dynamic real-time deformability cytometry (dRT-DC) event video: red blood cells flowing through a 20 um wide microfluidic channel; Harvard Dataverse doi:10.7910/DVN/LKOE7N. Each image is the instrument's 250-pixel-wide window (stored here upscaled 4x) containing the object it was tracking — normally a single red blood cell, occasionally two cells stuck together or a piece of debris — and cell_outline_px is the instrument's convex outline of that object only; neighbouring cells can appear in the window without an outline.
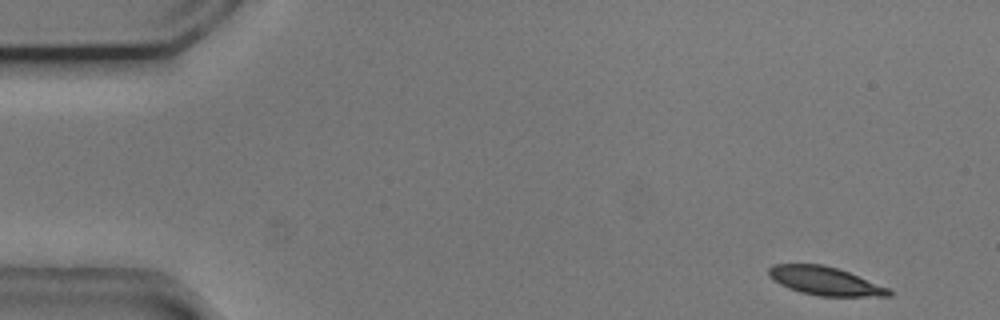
{"species": "common noctule bat (a hibernating species)", "species_latin": "Nyctalus noctula", "temperature_condition": "cold", "stored_images_in_passage": 52, "camera_frame_rate_fps": 3000, "um_per_image_px": 0.085, "animal": {"sex": "male", "body_mass_g": 20.5, "forearm_length_mm": 52.5}, "frame": {"image": 1, "passage_image": 1, "time_ms": 0.0, "image_size_px": [1000, 320], "cell_outline_px": [[892, 296], [820, 296], [800, 292], [788, 288], [772, 280], [768, 276], [768, 268], [772, 264], [824, 264], [848, 272], [888, 288], [892, 292]], "centroid_in_image_um": [70.07, 23.88], "position_along_channel_um": 14.9, "area_um2": 19.83}}
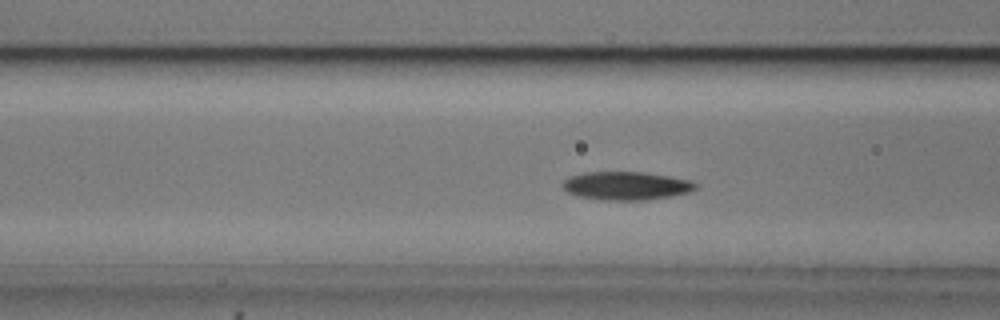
{"frame": {"image": 2, "passage_image": 18, "time_ms": 5.667, "image_size_px": [1000, 320], "cell_outline_px": [[700, 184], [692, 192], [648, 200], [604, 200], [576, 196], [568, 192], [564, 188], [564, 180], [572, 176], [584, 172], [644, 172], [692, 180]], "centroid_in_image_um": [53.3, 15.79], "position_along_channel_um": 113.3, "area_um2": 22.02}}
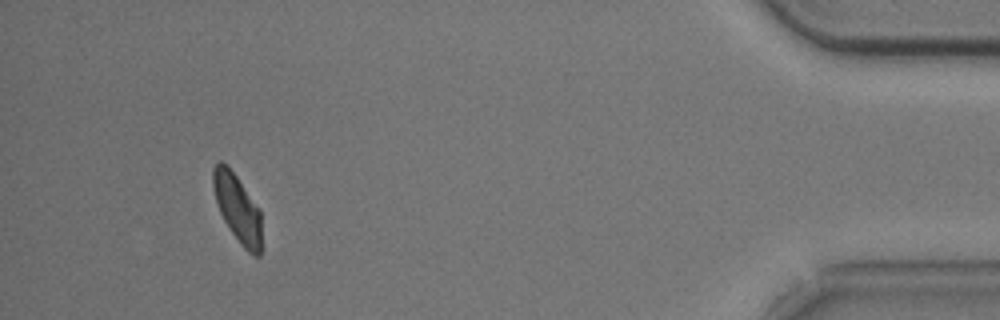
{"frame": {"image": 3, "passage_image": 48, "time_ms": 15.667, "image_size_px": [1000, 320], "cell_outline_px": [[260, 256], [256, 256], [248, 252], [240, 244], [224, 220], [220, 212], [216, 200], [212, 184], [212, 168], [220, 160], [236, 176], [260, 212]], "centroid_in_image_um": [20.15, 17.71], "position_along_channel_um": 415.0, "area_um2": 18.44}, "authors_computed_cell_mechanics": {"area_um2": 20.7502, "velocity_mm_per_s": 3.6736, "shape_relaxation_time_tau1_ms": 2.9449, "shape_relaxation_time_tau2_ms": null, "deformation_change_tau1": 0.1151, "deformation_change_tau2": null}}